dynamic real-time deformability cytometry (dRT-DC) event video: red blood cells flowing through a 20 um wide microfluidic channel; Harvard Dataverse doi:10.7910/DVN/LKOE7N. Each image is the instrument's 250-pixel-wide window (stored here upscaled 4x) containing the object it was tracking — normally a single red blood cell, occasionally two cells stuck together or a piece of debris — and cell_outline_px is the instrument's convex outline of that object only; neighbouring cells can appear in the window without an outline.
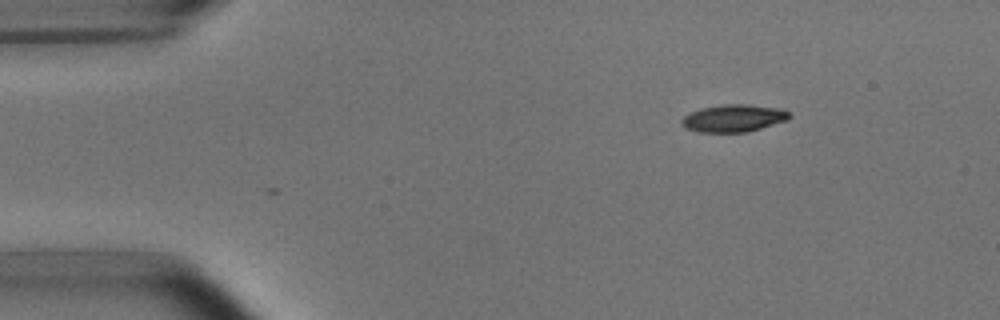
{"species": "common noctule bat (a hibernating species)", "species_latin": "Nyctalus noctula", "temperature_condition": "room temperature", "stored_images_in_passage": 5, "camera_frame_rate_fps": 3000, "um_per_image_px": 0.085, "animal": {"sex": "male", "body_mass_g": 15.6}, "frame": {"image": 1, "passage_image": 5, "time_ms": 1.333, "image_size_px": [1000, 320], "cell_outline_px": [[792, 116], [788, 120], [760, 128], [744, 132], [700, 132], [684, 128], [680, 124], [680, 120], [688, 112], [700, 108], [720, 104], [748, 104], [784, 108]], "centroid_in_image_um": [62.33, 10.03], "position_along_channel_um": 22.7, "area_um2": 17.51}}